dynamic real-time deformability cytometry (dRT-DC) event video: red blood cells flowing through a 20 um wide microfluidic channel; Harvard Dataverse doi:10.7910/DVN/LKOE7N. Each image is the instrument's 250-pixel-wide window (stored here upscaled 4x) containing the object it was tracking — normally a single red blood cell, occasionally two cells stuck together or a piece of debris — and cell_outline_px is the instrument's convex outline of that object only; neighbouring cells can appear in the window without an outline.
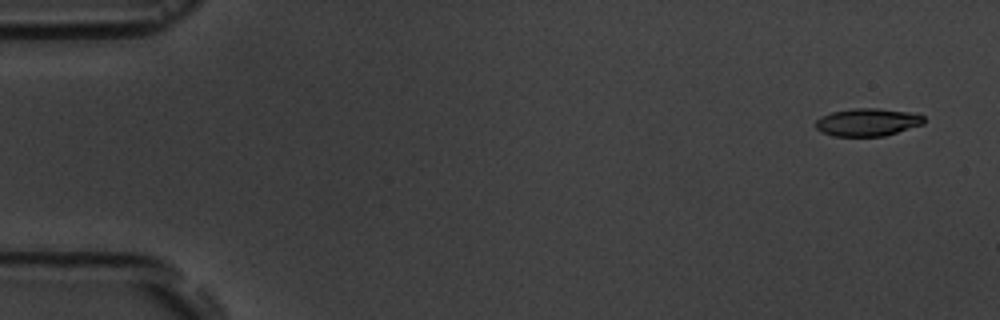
{"species": "common noctule bat (a hibernating species)", "species_latin": "Nyctalus noctula", "temperature_condition": "room temperature", "stored_images_in_passage": 6, "camera_frame_rate_fps": 3000, "um_per_image_px": 0.085, "animal": {"sex": "male", "body_mass_g": 19.5, "forearm_length_mm": 54.6}, "frame": {"image": 1, "passage_image": 1, "time_ms": 0.0, "image_size_px": [1000, 320], "cell_outline_px": [[924, 124], [884, 136], [832, 136], [820, 132], [816, 128], [816, 120], [820, 116], [832, 112], [856, 108], [876, 108], [916, 112], [924, 116]], "centroid_in_image_um": [73.75, 10.38], "position_along_channel_um": 11.2, "area_um2": 17.69}}
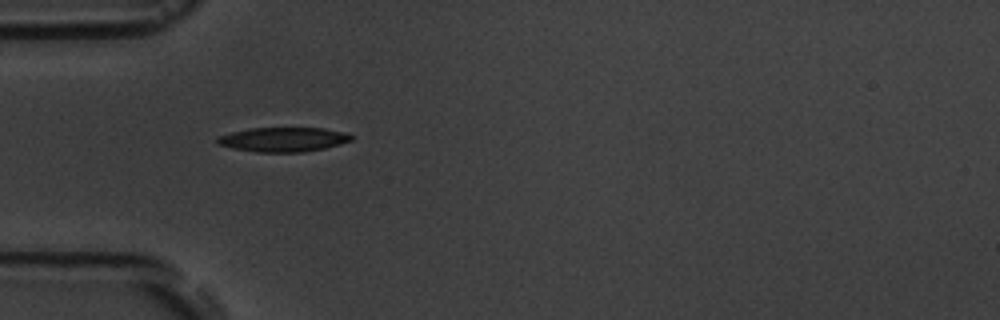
{"frame": {"image": 2, "passage_image": 5, "time_ms": 4.667, "image_size_px": [1000, 320], "cell_outline_px": [[352, 140], [340, 144], [324, 148], [304, 152], [256, 152], [232, 148], [216, 144], [216, 136], [248, 128], [324, 128], [344, 132], [352, 136]], "centroid_in_image_um": [24.03, 11.85], "position_along_channel_um": 61.0, "area_um2": 19.13}}
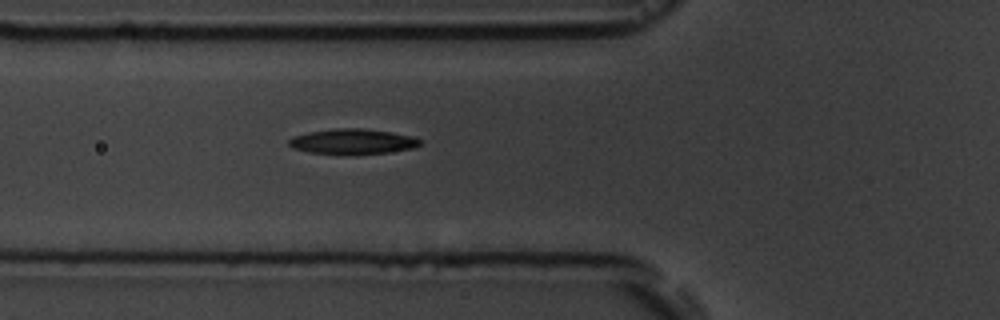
{"frame": {"image": 3, "passage_image": 6, "time_ms": 5.667, "image_size_px": [1000, 320], "cell_outline_px": [[420, 144], [416, 148], [388, 152], [352, 156], [308, 152], [292, 148], [288, 144], [288, 140], [292, 136], [308, 132], [332, 128], [364, 128], [392, 132], [412, 136], [420, 140]], "centroid_in_image_um": [29.94, 12.04], "position_along_channel_um": 95.9, "area_um2": 19.88}}